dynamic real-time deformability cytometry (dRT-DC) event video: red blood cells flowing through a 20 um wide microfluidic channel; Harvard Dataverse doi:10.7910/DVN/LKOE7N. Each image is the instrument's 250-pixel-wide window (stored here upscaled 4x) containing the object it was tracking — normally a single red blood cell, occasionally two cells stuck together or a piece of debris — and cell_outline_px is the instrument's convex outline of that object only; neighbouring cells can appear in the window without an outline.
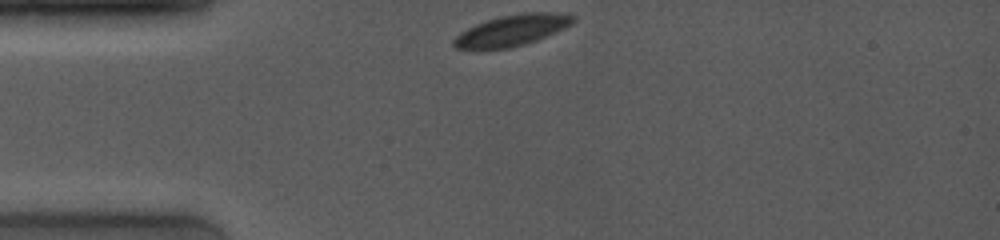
{"species": "common noctule bat (a hibernating species)", "species_latin": "Nyctalus noctula", "temperature_condition": "room temperature", "stored_images_in_passage": 8, "camera_frame_rate_fps": 4000, "um_per_image_px": 0.085, "animal": {"sex": "female", "body_mass_g": 19.0, "forearm_length_mm": 53.3}, "frame": {"image": 1, "passage_image": 1, "time_ms": 0.0, "image_size_px": [1000, 240], "cell_outline_px": [[576, 20], [572, 24], [564, 28], [536, 40], [524, 44], [508, 48], [456, 48], [452, 44], [452, 40], [460, 32], [476, 24], [500, 16], [524, 12], [552, 12], [576, 16]], "centroid_in_image_um": [43.54, 2.56], "position_along_channel_um": 41.5, "area_um2": 21.27}}